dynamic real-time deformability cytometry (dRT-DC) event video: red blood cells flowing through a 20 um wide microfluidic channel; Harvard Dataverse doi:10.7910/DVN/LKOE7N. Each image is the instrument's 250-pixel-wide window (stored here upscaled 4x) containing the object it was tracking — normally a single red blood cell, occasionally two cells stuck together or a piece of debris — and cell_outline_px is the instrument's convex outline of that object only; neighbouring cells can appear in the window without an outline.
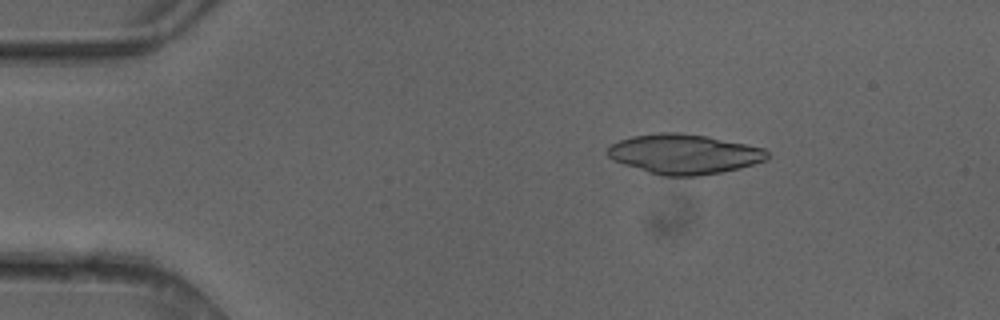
{"species": "common noctule bat (a hibernating species)", "species_latin": "Nyctalus noctula", "temperature_condition": "cold", "stored_images_in_passage": 6, "camera_frame_rate_fps": 3000, "um_per_image_px": 0.085, "animal": {"sex": "female"}, "frame": {"image": 1, "passage_image": 2, "time_ms": 0.333, "image_size_px": [1000, 320], "cell_outline_px": [[768, 156], [764, 160], [740, 168], [720, 172], [696, 176], [664, 176], [648, 172], [624, 164], [608, 156], [604, 152], [612, 144], [620, 140], [632, 136], [660, 132], [680, 132], [708, 136], [764, 148], [768, 152]], "centroid_in_image_um": [58.13, 13.08], "position_along_channel_um": 26.9, "area_um2": 36.82}}